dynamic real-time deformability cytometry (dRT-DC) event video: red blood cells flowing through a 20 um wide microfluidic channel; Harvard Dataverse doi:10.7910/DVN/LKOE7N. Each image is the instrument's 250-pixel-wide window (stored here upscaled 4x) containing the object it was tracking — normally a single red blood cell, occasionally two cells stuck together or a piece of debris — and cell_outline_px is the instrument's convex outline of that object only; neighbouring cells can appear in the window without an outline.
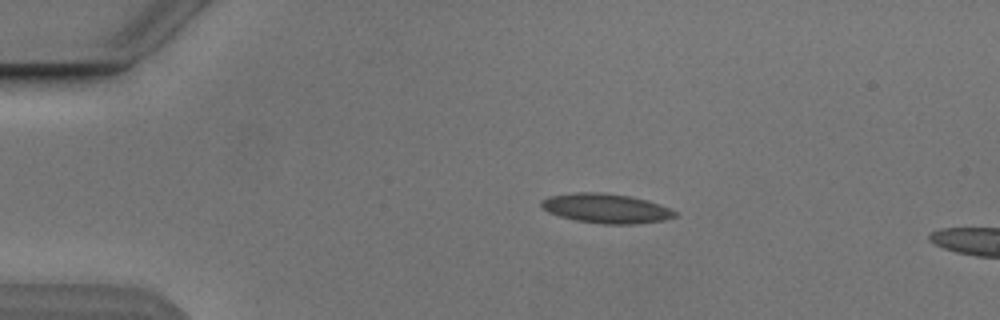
{"species": "Egyptian fruit bat (a non-hibernating species)", "species_latin": "Rousettus aegyptiacus", "temperature_condition": "cold", "stored_images_in_passage": 4, "camera_frame_rate_fps": 3000, "um_per_image_px": 0.085, "animal": {"sex": "male"}, "frame": {"image": 1, "passage_image": 2, "time_ms": 1.333, "image_size_px": [1000, 320], "cell_outline_px": [[676, 216], [664, 220], [636, 224], [604, 224], [576, 220], [560, 216], [548, 212], [540, 204], [540, 200], [548, 196], [576, 192], [600, 192], [628, 196], [660, 204], [676, 212]], "centroid_in_image_um": [51.48, 17.71], "position_along_channel_um": 33.5, "area_um2": 22.77}}